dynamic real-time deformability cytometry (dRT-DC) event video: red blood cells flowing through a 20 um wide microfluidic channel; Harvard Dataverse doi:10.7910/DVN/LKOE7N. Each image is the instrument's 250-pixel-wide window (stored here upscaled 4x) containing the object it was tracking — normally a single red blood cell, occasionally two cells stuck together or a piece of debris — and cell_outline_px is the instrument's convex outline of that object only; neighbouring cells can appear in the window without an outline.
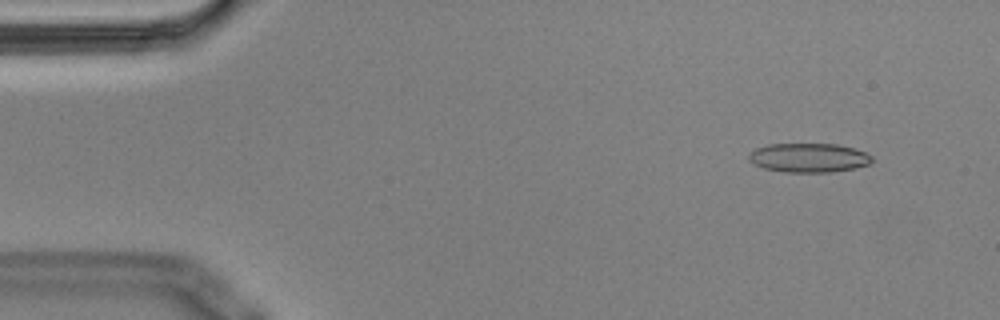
{"species": "Egyptian fruit bat (a non-hibernating species)", "species_latin": "Rousettus aegyptiacus", "temperature_condition": "cold", "stored_images_in_passage": 55, "camera_frame_rate_fps": 3000, "um_per_image_px": 0.085, "animal": {"sex": "male"}, "frame": {"image": 1, "passage_image": 5, "time_ms": 1.333, "image_size_px": [1000, 320], "cell_outline_px": [[872, 160], [868, 164], [856, 168], [832, 172], [784, 172], [764, 168], [752, 164], [748, 160], [748, 156], [756, 148], [768, 144], [836, 144], [852, 148], [864, 152], [872, 156]], "centroid_in_image_um": [68.71, 13.41], "position_along_channel_um": 16.3, "area_um2": 20.87}}
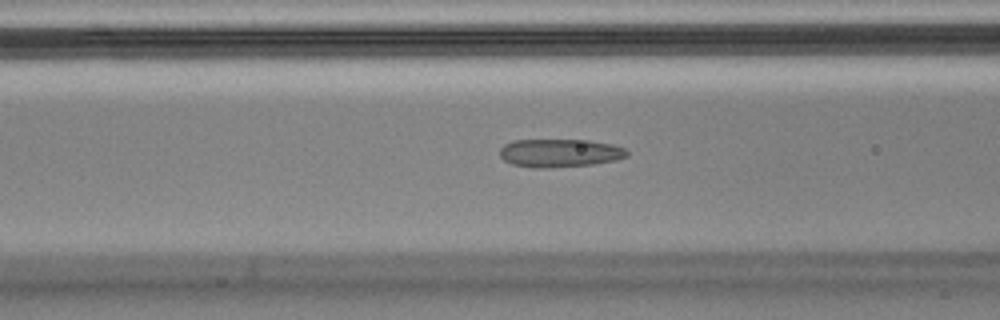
{"frame": {"image": 2, "passage_image": 21, "time_ms": 6.667, "image_size_px": [1000, 320], "cell_outline_px": [[628, 156], [616, 160], [592, 164], [548, 168], [532, 168], [512, 164], [504, 160], [500, 156], [500, 148], [504, 144], [512, 140], [588, 140], [612, 144], [624, 148], [628, 152]], "centroid_in_image_um": [47.56, 13.0], "position_along_channel_um": 119.0, "area_um2": 20.98}}
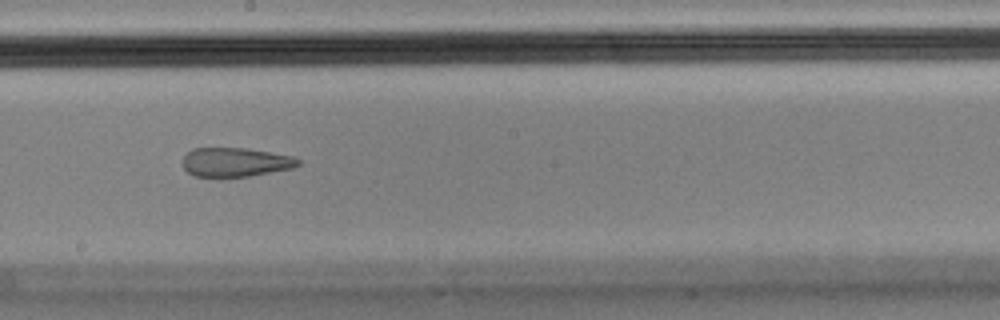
{"frame": {"image": 3, "passage_image": 30, "time_ms": 9.667, "image_size_px": [1000, 320], "cell_outline_px": [[300, 164], [292, 168], [248, 176], [196, 176], [188, 172], [184, 168], [184, 156], [192, 148], [248, 148], [296, 156], [300, 160]], "centroid_in_image_um": [20.06, 13.76], "position_along_channel_um": 228.1, "area_um2": 19.42}, "authors_computed_cell_mechanics": {"area_um2": 21.6172, "velocity_mm_per_s": 3.6432, "shape_relaxation_time_tau1_ms": null, "shape_relaxation_time_tau2_ms": 1.4396, "deformation_change_tau1": null, "deformation_change_tau2": 0.1023}}